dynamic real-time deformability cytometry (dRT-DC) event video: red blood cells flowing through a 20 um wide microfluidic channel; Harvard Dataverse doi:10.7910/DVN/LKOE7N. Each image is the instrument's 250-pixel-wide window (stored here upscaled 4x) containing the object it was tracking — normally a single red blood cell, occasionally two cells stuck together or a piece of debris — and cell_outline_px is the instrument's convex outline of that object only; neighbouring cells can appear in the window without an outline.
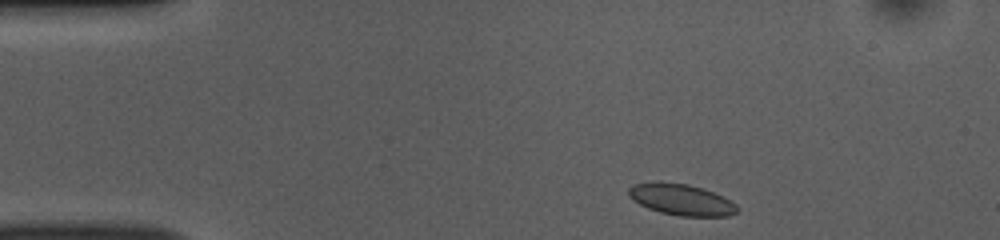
{"species": "common noctule bat (a hibernating species)", "species_latin": "Nyctalus noctula", "temperature_condition": "room temperature", "stored_images_in_passage": 45, "camera_frame_rate_fps": 3000, "um_per_image_px": 0.085, "animal": {"sex": "female", "body_mass_g": 10.0, "forearm_length_mm": 53.1}, "frame": {"image": 1, "passage_image": 1, "time_ms": 0.0, "image_size_px": [1000, 240], "cell_outline_px": [[736, 212], [728, 216], [680, 216], [660, 212], [648, 208], [632, 200], [628, 196], [628, 188], [632, 184], [656, 180], [660, 180], [688, 184], [712, 192], [736, 204]], "centroid_in_image_um": [57.81, 16.94], "position_along_channel_um": 27.2, "area_um2": 19.83}}
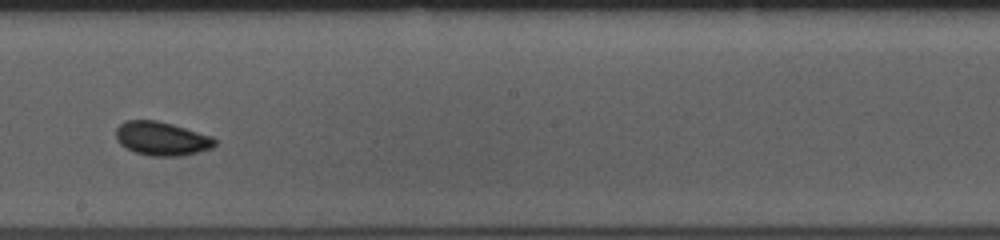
{"frame": {"image": 2, "passage_image": 22, "time_ms": 7.0, "image_size_px": [1000, 240], "cell_outline_px": [[216, 144], [212, 148], [184, 156], [152, 156], [136, 152], [120, 144], [116, 140], [116, 128], [124, 120], [156, 120], [172, 124], [212, 136], [216, 140]], "centroid_in_image_um": [13.75, 11.78], "position_along_channel_um": 234.5, "area_um2": 19.48}}
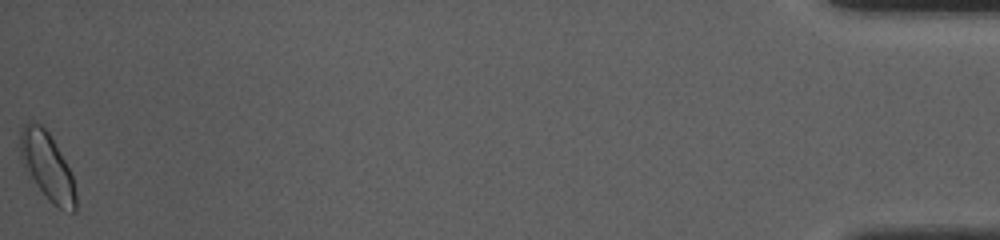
{"frame": {"image": 3, "passage_image": 45, "time_ms": 14.667, "image_size_px": [1000, 240], "cell_outline_px": [[76, 212], [72, 212], [60, 208], [52, 204], [48, 200], [24, 172], [20, 156], [20, 128], [28, 120], [32, 120], [40, 124], [48, 132], [64, 160], [72, 176], [76, 192]], "centroid_in_image_um": [3.96, 14.14], "position_along_channel_um": 431.2, "area_um2": 22.08}, "authors_computed_cell_mechanics": {"area_um2": 19.1896, "velocity_mm_per_s": 3.8111, "shape_relaxation_time_tau1_ms": 3.3176, "shape_relaxation_time_tau2_ms": null, "deformation_change_tau1": 0.055, "deformation_change_tau2": null}}